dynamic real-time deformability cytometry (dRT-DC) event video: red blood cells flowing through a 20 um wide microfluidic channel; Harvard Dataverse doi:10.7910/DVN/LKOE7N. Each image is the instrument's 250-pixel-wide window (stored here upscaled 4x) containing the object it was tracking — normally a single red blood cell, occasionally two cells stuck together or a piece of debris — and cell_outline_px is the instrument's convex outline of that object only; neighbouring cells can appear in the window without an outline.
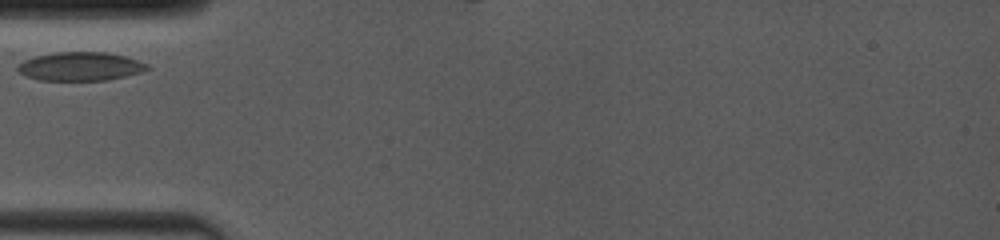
{"species": "common noctule bat (a hibernating species)", "species_latin": "Nyctalus noctula", "temperature_condition": "room temperature", "stored_images_in_passage": 25, "camera_frame_rate_fps": 4000, "um_per_image_px": 0.085, "animal": {"sex": "female", "body_mass_g": 19.0, "forearm_length_mm": 53.3}, "frame": {"image": 1, "passage_image": 1, "time_ms": 0.0, "image_size_px": [1000, 240], "cell_outline_px": [[152, 68], [144, 72], [108, 80], [40, 80], [28, 76], [20, 72], [16, 68], [24, 60], [36, 56], [56, 52], [104, 52], [124, 56], [148, 64]], "centroid_in_image_um": [6.89, 5.65], "position_along_channel_um": 78.1, "area_um2": 21.5}}
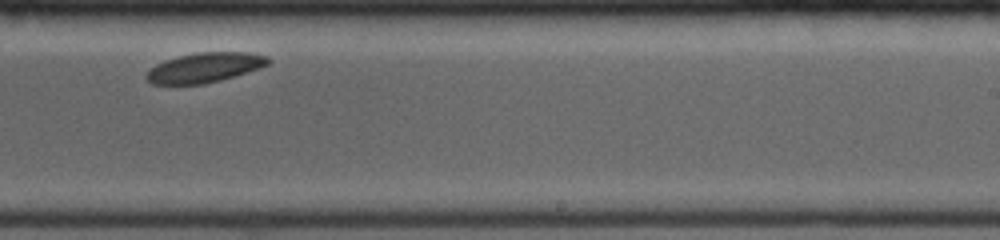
{"frame": {"image": 2, "passage_image": 15, "time_ms": 5.25, "image_size_px": [1000, 240], "cell_outline_px": [[272, 60], [268, 64], [260, 68], [248, 72], [220, 80], [204, 84], [152, 84], [144, 76], [156, 64], [164, 60], [196, 52], [248, 52], [268, 56]], "centroid_in_image_um": [17.43, 5.74], "position_along_channel_um": 271.6, "area_um2": 21.1}}
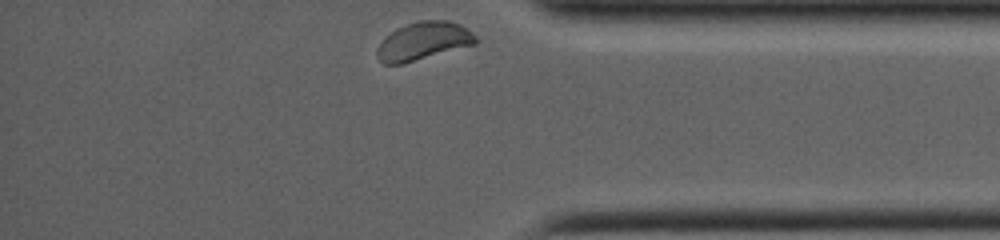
{"frame": {"image": 3, "passage_image": 25, "time_ms": 8.75, "image_size_px": [1000, 240], "cell_outline_px": [[480, 40], [476, 44], [404, 64], [384, 64], [376, 56], [376, 48], [396, 28], [420, 20], [444, 20], [460, 24], [472, 32]], "centroid_in_image_um": [36.02, 3.51], "position_along_channel_um": 399.2, "area_um2": 21.85}}